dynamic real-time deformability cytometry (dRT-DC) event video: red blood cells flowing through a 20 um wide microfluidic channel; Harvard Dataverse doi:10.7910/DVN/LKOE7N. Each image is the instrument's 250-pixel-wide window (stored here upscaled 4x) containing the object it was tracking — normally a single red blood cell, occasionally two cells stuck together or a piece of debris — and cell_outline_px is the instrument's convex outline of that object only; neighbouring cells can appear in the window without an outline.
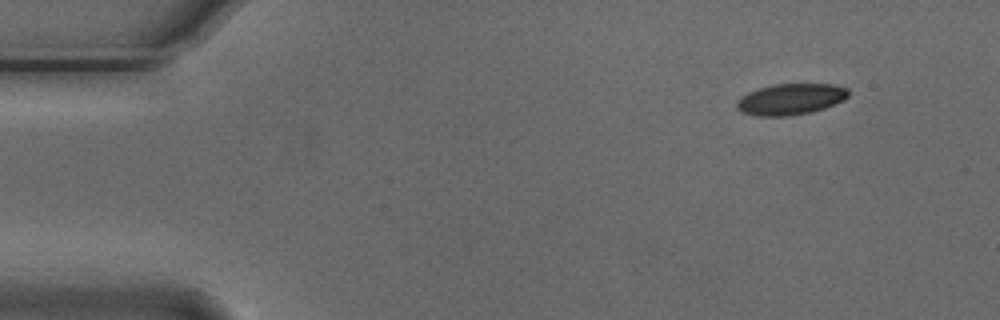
{"species": "Egyptian fruit bat (a non-hibernating species)", "species_latin": "Rousettus aegyptiacus", "temperature_condition": "cold", "stored_images_in_passage": 5, "segment_of_instrument_passage": [1, 2], "camera_frame_rate_fps": 3000, "um_per_image_px": 0.085, "animal": {"sex": "male"}, "frame": {"image": 1, "passage_image": 1, "time_ms": 0.0, "image_size_px": [1000, 320], "cell_outline_px": [[848, 96], [844, 100], [824, 108], [812, 112], [788, 116], [760, 116], [740, 112], [736, 108], [736, 100], [740, 96], [756, 88], [772, 84], [832, 84], [848, 88]], "centroid_in_image_um": [67.16, 8.43], "position_along_channel_um": 17.8, "area_um2": 20.52}}
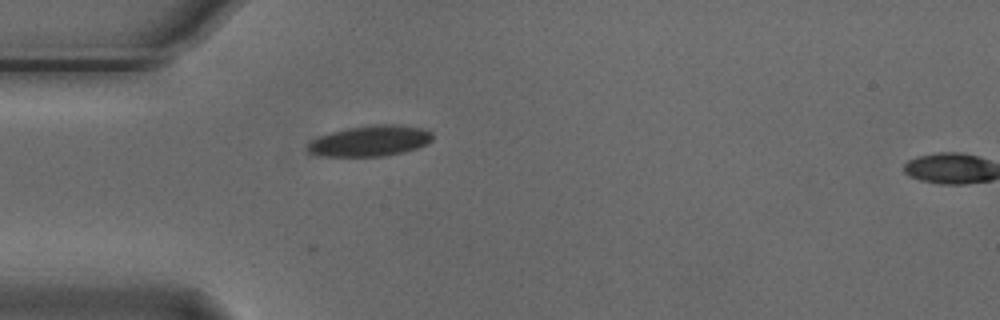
{"frame": {"image": 2, "passage_image": 4, "time_ms": 1.0, "image_size_px": [1000, 320], "cell_outline_px": [[432, 140], [428, 144], [404, 152], [384, 156], [316, 156], [308, 152], [308, 144], [312, 140], [320, 136], [344, 128], [372, 124], [396, 124], [428, 128], [432, 132]], "centroid_in_image_um": [31.5, 11.96], "position_along_channel_um": 53.5, "area_um2": 22.72}}